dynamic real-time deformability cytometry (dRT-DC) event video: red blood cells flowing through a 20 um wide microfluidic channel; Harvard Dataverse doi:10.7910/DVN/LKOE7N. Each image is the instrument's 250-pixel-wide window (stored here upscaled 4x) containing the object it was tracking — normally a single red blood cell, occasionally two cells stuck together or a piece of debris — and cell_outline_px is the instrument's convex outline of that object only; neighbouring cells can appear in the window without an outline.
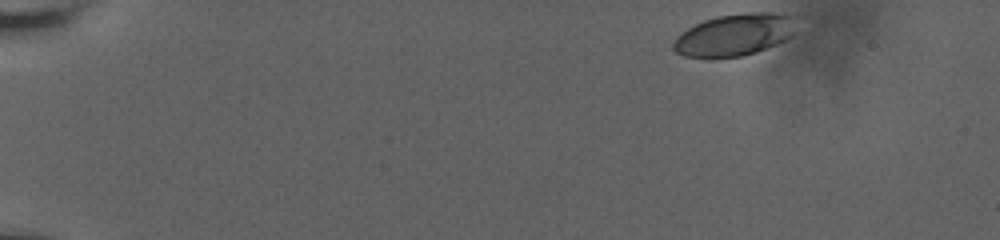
{"species": "human", "species_latin": "Homo sapiens", "temperature_condition": "room temperature", "stored_images_in_passage": 34, "camera_frame_rate_fps": 3000, "um_per_image_px": 0.085, "donor": {"sex": "male"}, "frame": {"image": 1, "passage_image": 1, "time_ms": 0.0, "image_size_px": [1000, 240], "cell_outline_px": [[800, 16], [792, 36], [776, 44], [756, 52], [740, 56], [684, 56], [676, 52], [672, 48], [672, 44], [676, 36], [688, 28], [704, 20], [716, 16], [744, 12], [772, 12]], "centroid_in_image_um": [62.5, 2.91], "position_along_channel_um": 22.5, "area_um2": 30.17}}
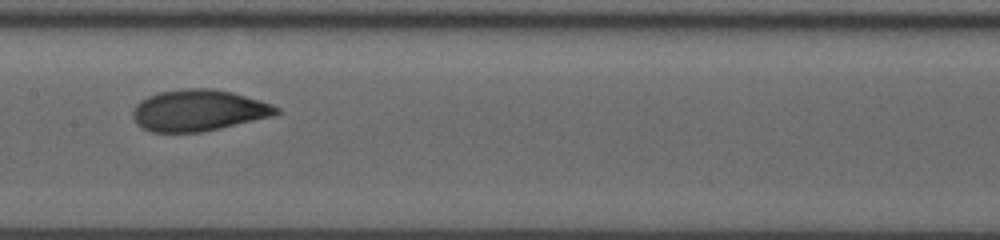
{"frame": {"image": 2, "passage_image": 19, "time_ms": 8.333, "image_size_px": [1000, 240], "cell_outline_px": [[280, 112], [272, 116], [204, 132], [152, 132], [136, 124], [132, 116], [132, 112], [136, 104], [140, 100], [148, 96], [160, 92], [184, 88], [212, 88], [232, 92], [260, 100], [272, 104], [280, 108]], "centroid_in_image_um": [16.87, 9.38], "position_along_channel_um": 190.5, "area_um2": 34.68}}
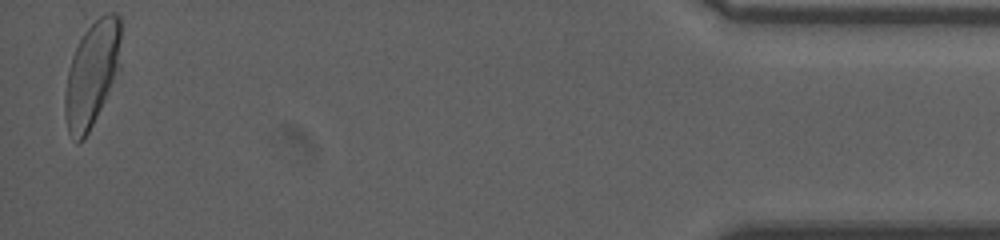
{"frame": {"image": 3, "passage_image": 34, "time_ms": 17.0, "image_size_px": [1000, 240], "cell_outline_px": [[120, 68], [84, 140], [80, 144], [76, 144], [68, 132], [64, 116], [64, 92], [68, 68], [72, 56], [84, 32], [104, 12], [116, 12], [120, 16]], "centroid_in_image_um": [7.79, 6.3], "position_along_channel_um": 427.4, "area_um2": 34.33}, "authors_computed_cell_mechanics": {"area_um2": 33.4084, "velocity_mm_per_s": 3.6231, "shape_relaxation_time_tau1_ms": 4.122, "shape_relaxation_time_tau2_ms": 1.1695, "deformation_change_tau1": 0.1399, "deformation_change_tau2": 0.0576}}